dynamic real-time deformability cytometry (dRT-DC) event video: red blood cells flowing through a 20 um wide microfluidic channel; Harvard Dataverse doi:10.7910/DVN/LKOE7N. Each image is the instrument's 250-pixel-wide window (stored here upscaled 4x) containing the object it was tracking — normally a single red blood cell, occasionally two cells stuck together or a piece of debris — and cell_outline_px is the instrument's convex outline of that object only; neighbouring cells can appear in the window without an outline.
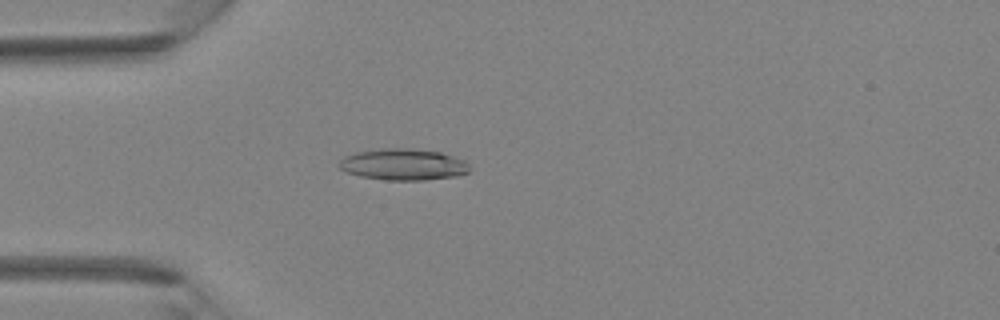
{"species": "Egyptian fruit bat (a non-hibernating species)", "species_latin": "Rousettus aegyptiacus", "temperature_condition": "room temperature", "stored_images_in_passage": 41, "camera_frame_rate_fps": 3000, "um_per_image_px": 0.085, "animal": {"sex": "female"}, "frame": {"image": 1, "passage_image": 12, "time_ms": 3.667, "image_size_px": [1000, 320], "cell_outline_px": [[468, 172], [456, 176], [424, 180], [384, 180], [360, 176], [348, 172], [340, 168], [336, 164], [344, 156], [356, 152], [380, 148], [412, 148], [440, 152], [464, 160], [468, 164]], "centroid_in_image_um": [34.24, 13.97], "position_along_channel_um": 50.8, "area_um2": 23.93}}
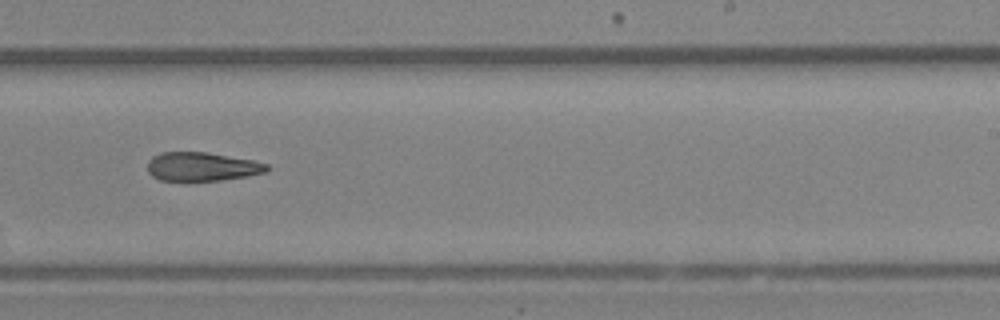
{"frame": {"image": 2, "passage_image": 26, "time_ms": 8.333, "image_size_px": [1000, 320], "cell_outline_px": [[268, 172], [248, 176], [220, 180], [160, 180], [152, 176], [148, 172], [148, 160], [152, 156], [160, 152], [208, 152], [252, 160], [268, 164]], "centroid_in_image_um": [17.16, 14.15], "position_along_channel_um": 271.8, "area_um2": 20.0}}
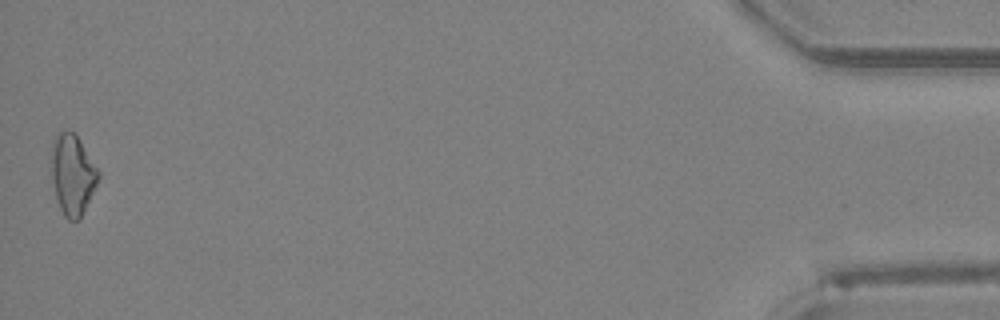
{"frame": {"image": 3, "passage_image": 41, "time_ms": 13.333, "image_size_px": [1000, 320], "cell_outline_px": [[100, 176], [80, 220], [68, 220], [64, 216], [56, 200], [48, 160], [52, 144], [56, 132], [72, 132], [80, 140], [100, 172]], "centroid_in_image_um": [6.12, 14.84], "position_along_channel_um": 429.1, "area_um2": 22.37}}